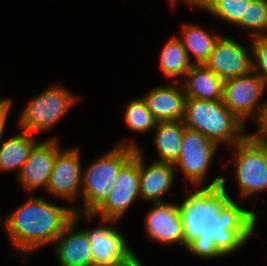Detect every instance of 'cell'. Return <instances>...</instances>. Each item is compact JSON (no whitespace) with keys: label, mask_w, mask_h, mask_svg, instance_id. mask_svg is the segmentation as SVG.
I'll return each mask as SVG.
<instances>
[{"label":"cell","mask_w":267,"mask_h":266,"mask_svg":"<svg viewBox=\"0 0 267 266\" xmlns=\"http://www.w3.org/2000/svg\"><path fill=\"white\" fill-rule=\"evenodd\" d=\"M263 103H264V106H263L261 117H260L258 123H267V101H265Z\"/></svg>","instance_id":"cell-31"},{"label":"cell","mask_w":267,"mask_h":266,"mask_svg":"<svg viewBox=\"0 0 267 266\" xmlns=\"http://www.w3.org/2000/svg\"><path fill=\"white\" fill-rule=\"evenodd\" d=\"M124 121L127 127L131 130L141 133H146L154 128L157 125V120L148 110L147 105L143 98H133L125 105Z\"/></svg>","instance_id":"cell-23"},{"label":"cell","mask_w":267,"mask_h":266,"mask_svg":"<svg viewBox=\"0 0 267 266\" xmlns=\"http://www.w3.org/2000/svg\"><path fill=\"white\" fill-rule=\"evenodd\" d=\"M267 86L253 71L244 76L227 79L223 83V103L243 123L254 118L258 123L264 103L260 99Z\"/></svg>","instance_id":"cell-7"},{"label":"cell","mask_w":267,"mask_h":266,"mask_svg":"<svg viewBox=\"0 0 267 266\" xmlns=\"http://www.w3.org/2000/svg\"><path fill=\"white\" fill-rule=\"evenodd\" d=\"M236 26L250 29V38L267 34V1L246 0L245 19Z\"/></svg>","instance_id":"cell-25"},{"label":"cell","mask_w":267,"mask_h":266,"mask_svg":"<svg viewBox=\"0 0 267 266\" xmlns=\"http://www.w3.org/2000/svg\"><path fill=\"white\" fill-rule=\"evenodd\" d=\"M11 110V100L10 102L0 111V144L2 143V137L5 131V126L9 117V112Z\"/></svg>","instance_id":"cell-29"},{"label":"cell","mask_w":267,"mask_h":266,"mask_svg":"<svg viewBox=\"0 0 267 266\" xmlns=\"http://www.w3.org/2000/svg\"><path fill=\"white\" fill-rule=\"evenodd\" d=\"M252 70L267 86V34L251 38Z\"/></svg>","instance_id":"cell-27"},{"label":"cell","mask_w":267,"mask_h":266,"mask_svg":"<svg viewBox=\"0 0 267 266\" xmlns=\"http://www.w3.org/2000/svg\"><path fill=\"white\" fill-rule=\"evenodd\" d=\"M61 149L56 137L38 141L18 173L19 182L30 194L37 188L46 191L57 152Z\"/></svg>","instance_id":"cell-11"},{"label":"cell","mask_w":267,"mask_h":266,"mask_svg":"<svg viewBox=\"0 0 267 266\" xmlns=\"http://www.w3.org/2000/svg\"><path fill=\"white\" fill-rule=\"evenodd\" d=\"M79 99L65 87L55 84L26 104L18 125L32 134L49 131Z\"/></svg>","instance_id":"cell-6"},{"label":"cell","mask_w":267,"mask_h":266,"mask_svg":"<svg viewBox=\"0 0 267 266\" xmlns=\"http://www.w3.org/2000/svg\"><path fill=\"white\" fill-rule=\"evenodd\" d=\"M78 147L57 152L50 179L46 188L48 194L68 200L70 203L81 198L82 165Z\"/></svg>","instance_id":"cell-9"},{"label":"cell","mask_w":267,"mask_h":266,"mask_svg":"<svg viewBox=\"0 0 267 266\" xmlns=\"http://www.w3.org/2000/svg\"><path fill=\"white\" fill-rule=\"evenodd\" d=\"M74 213L72 206L62 207L30 194L24 203L4 218V228L10 236L14 252L19 253L23 260L33 250L48 243L54 244L72 221Z\"/></svg>","instance_id":"cell-2"},{"label":"cell","mask_w":267,"mask_h":266,"mask_svg":"<svg viewBox=\"0 0 267 266\" xmlns=\"http://www.w3.org/2000/svg\"><path fill=\"white\" fill-rule=\"evenodd\" d=\"M196 188L178 204L183 246L204 259L221 258L240 249L253 235L256 213L244 209L229 195L223 176Z\"/></svg>","instance_id":"cell-1"},{"label":"cell","mask_w":267,"mask_h":266,"mask_svg":"<svg viewBox=\"0 0 267 266\" xmlns=\"http://www.w3.org/2000/svg\"><path fill=\"white\" fill-rule=\"evenodd\" d=\"M173 83L153 87L142 97L148 110L158 122L184 119L186 95L179 81ZM178 84L179 87H177Z\"/></svg>","instance_id":"cell-15"},{"label":"cell","mask_w":267,"mask_h":266,"mask_svg":"<svg viewBox=\"0 0 267 266\" xmlns=\"http://www.w3.org/2000/svg\"><path fill=\"white\" fill-rule=\"evenodd\" d=\"M110 266H144L131 249L123 257L115 260Z\"/></svg>","instance_id":"cell-28"},{"label":"cell","mask_w":267,"mask_h":266,"mask_svg":"<svg viewBox=\"0 0 267 266\" xmlns=\"http://www.w3.org/2000/svg\"><path fill=\"white\" fill-rule=\"evenodd\" d=\"M138 148L134 141H122L82 171L83 207L81 210L74 205L75 212L92 215L106 201L119 171L134 157Z\"/></svg>","instance_id":"cell-3"},{"label":"cell","mask_w":267,"mask_h":266,"mask_svg":"<svg viewBox=\"0 0 267 266\" xmlns=\"http://www.w3.org/2000/svg\"><path fill=\"white\" fill-rule=\"evenodd\" d=\"M154 204L144 220L147 236L158 244L178 243L183 246L184 230L177 203L165 201Z\"/></svg>","instance_id":"cell-12"},{"label":"cell","mask_w":267,"mask_h":266,"mask_svg":"<svg viewBox=\"0 0 267 266\" xmlns=\"http://www.w3.org/2000/svg\"><path fill=\"white\" fill-rule=\"evenodd\" d=\"M170 1H171L172 6H174L178 0H170ZM183 1L185 3L187 2L190 5H195L196 6L199 0H183Z\"/></svg>","instance_id":"cell-32"},{"label":"cell","mask_w":267,"mask_h":266,"mask_svg":"<svg viewBox=\"0 0 267 266\" xmlns=\"http://www.w3.org/2000/svg\"><path fill=\"white\" fill-rule=\"evenodd\" d=\"M232 149L235 178L241 198L267 190L266 142L257 134H247Z\"/></svg>","instance_id":"cell-5"},{"label":"cell","mask_w":267,"mask_h":266,"mask_svg":"<svg viewBox=\"0 0 267 266\" xmlns=\"http://www.w3.org/2000/svg\"><path fill=\"white\" fill-rule=\"evenodd\" d=\"M234 39L220 36L204 65L223 81L251 73L252 53Z\"/></svg>","instance_id":"cell-10"},{"label":"cell","mask_w":267,"mask_h":266,"mask_svg":"<svg viewBox=\"0 0 267 266\" xmlns=\"http://www.w3.org/2000/svg\"><path fill=\"white\" fill-rule=\"evenodd\" d=\"M117 220H103L92 229L83 228L91 243L93 266H110L115 260L123 257L132 248L128 247L127 240L112 224ZM104 224V225H102Z\"/></svg>","instance_id":"cell-13"},{"label":"cell","mask_w":267,"mask_h":266,"mask_svg":"<svg viewBox=\"0 0 267 266\" xmlns=\"http://www.w3.org/2000/svg\"><path fill=\"white\" fill-rule=\"evenodd\" d=\"M82 217L75 212L53 244L61 266H93L91 243L83 230H75Z\"/></svg>","instance_id":"cell-14"},{"label":"cell","mask_w":267,"mask_h":266,"mask_svg":"<svg viewBox=\"0 0 267 266\" xmlns=\"http://www.w3.org/2000/svg\"><path fill=\"white\" fill-rule=\"evenodd\" d=\"M183 82V83H182ZM186 98L222 100L224 81L204 64L193 65L180 81Z\"/></svg>","instance_id":"cell-17"},{"label":"cell","mask_w":267,"mask_h":266,"mask_svg":"<svg viewBox=\"0 0 267 266\" xmlns=\"http://www.w3.org/2000/svg\"><path fill=\"white\" fill-rule=\"evenodd\" d=\"M196 6L232 25L245 19L246 0H199Z\"/></svg>","instance_id":"cell-24"},{"label":"cell","mask_w":267,"mask_h":266,"mask_svg":"<svg viewBox=\"0 0 267 266\" xmlns=\"http://www.w3.org/2000/svg\"><path fill=\"white\" fill-rule=\"evenodd\" d=\"M159 62L161 71L167 78H172V82H180L178 79L182 80L186 72L194 65V61L190 60L181 41L174 35L163 46Z\"/></svg>","instance_id":"cell-21"},{"label":"cell","mask_w":267,"mask_h":266,"mask_svg":"<svg viewBox=\"0 0 267 266\" xmlns=\"http://www.w3.org/2000/svg\"><path fill=\"white\" fill-rule=\"evenodd\" d=\"M218 145L202 133L184 128L181 153L173 164L181 167L184 176L190 180L191 185L204 186L207 173L216 156Z\"/></svg>","instance_id":"cell-8"},{"label":"cell","mask_w":267,"mask_h":266,"mask_svg":"<svg viewBox=\"0 0 267 266\" xmlns=\"http://www.w3.org/2000/svg\"><path fill=\"white\" fill-rule=\"evenodd\" d=\"M257 133L267 143V123H257Z\"/></svg>","instance_id":"cell-30"},{"label":"cell","mask_w":267,"mask_h":266,"mask_svg":"<svg viewBox=\"0 0 267 266\" xmlns=\"http://www.w3.org/2000/svg\"><path fill=\"white\" fill-rule=\"evenodd\" d=\"M213 32V33H211ZM210 33L197 24H183L182 37L178 38L191 60V54L194 55L195 65L204 64L214 49V45L221 36L217 31Z\"/></svg>","instance_id":"cell-20"},{"label":"cell","mask_w":267,"mask_h":266,"mask_svg":"<svg viewBox=\"0 0 267 266\" xmlns=\"http://www.w3.org/2000/svg\"><path fill=\"white\" fill-rule=\"evenodd\" d=\"M30 132L21 129V132L4 140L0 144V170H18L28 159L30 151L38 143L37 139Z\"/></svg>","instance_id":"cell-19"},{"label":"cell","mask_w":267,"mask_h":266,"mask_svg":"<svg viewBox=\"0 0 267 266\" xmlns=\"http://www.w3.org/2000/svg\"><path fill=\"white\" fill-rule=\"evenodd\" d=\"M184 125L198 131L220 146L233 147L247 134L245 123L237 118L222 100L186 98Z\"/></svg>","instance_id":"cell-4"},{"label":"cell","mask_w":267,"mask_h":266,"mask_svg":"<svg viewBox=\"0 0 267 266\" xmlns=\"http://www.w3.org/2000/svg\"><path fill=\"white\" fill-rule=\"evenodd\" d=\"M139 150V179L140 198L153 203L165 202L162 200L169 189H172L175 180V167L171 163L152 161L147 166L144 156Z\"/></svg>","instance_id":"cell-16"},{"label":"cell","mask_w":267,"mask_h":266,"mask_svg":"<svg viewBox=\"0 0 267 266\" xmlns=\"http://www.w3.org/2000/svg\"><path fill=\"white\" fill-rule=\"evenodd\" d=\"M10 102V100H0V111Z\"/></svg>","instance_id":"cell-33"},{"label":"cell","mask_w":267,"mask_h":266,"mask_svg":"<svg viewBox=\"0 0 267 266\" xmlns=\"http://www.w3.org/2000/svg\"><path fill=\"white\" fill-rule=\"evenodd\" d=\"M112 191L140 192L138 149L135 150L134 157L119 171Z\"/></svg>","instance_id":"cell-26"},{"label":"cell","mask_w":267,"mask_h":266,"mask_svg":"<svg viewBox=\"0 0 267 266\" xmlns=\"http://www.w3.org/2000/svg\"><path fill=\"white\" fill-rule=\"evenodd\" d=\"M183 121L157 122L154 137L159 162L174 164L181 153L184 128Z\"/></svg>","instance_id":"cell-18"},{"label":"cell","mask_w":267,"mask_h":266,"mask_svg":"<svg viewBox=\"0 0 267 266\" xmlns=\"http://www.w3.org/2000/svg\"><path fill=\"white\" fill-rule=\"evenodd\" d=\"M138 197L140 192L111 191L106 201L92 215L84 217L91 221L99 215L103 220L119 221Z\"/></svg>","instance_id":"cell-22"}]
</instances>
